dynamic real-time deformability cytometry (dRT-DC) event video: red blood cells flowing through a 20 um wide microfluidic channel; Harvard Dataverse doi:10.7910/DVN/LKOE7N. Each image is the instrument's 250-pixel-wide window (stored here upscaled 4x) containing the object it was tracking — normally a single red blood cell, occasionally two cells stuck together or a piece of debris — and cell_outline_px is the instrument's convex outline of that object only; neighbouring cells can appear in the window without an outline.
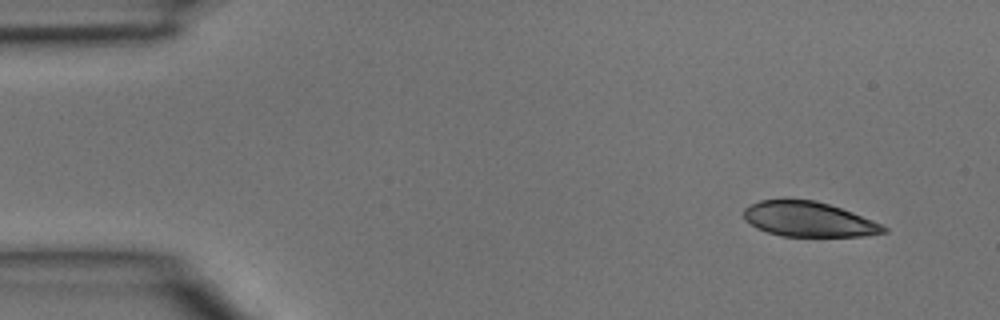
{"species": "common noctule bat (a hibernating species)", "species_latin": "Nyctalus noctula", "temperature_condition": "room temperature", "stored_images_in_passage": 4, "segment_of_instrument_passage": [2, 2], "camera_frame_rate_fps": 3000, "um_per_image_px": 0.085, "animal": {"sex": "male", "body_mass_g": 15.6}, "frame": {"image": 1, "passage_image": 4, "time_ms": 1.0, "image_size_px": [1000, 320], "cell_outline_px": [[888, 232], [864, 236], [784, 236], [768, 232], [756, 228], [744, 220], [744, 208], [760, 200], [816, 200], [852, 212], [872, 220], [888, 228]], "centroid_in_image_um": [68.73, 18.65], "position_along_channel_um": 16.3, "area_um2": 28.21}}